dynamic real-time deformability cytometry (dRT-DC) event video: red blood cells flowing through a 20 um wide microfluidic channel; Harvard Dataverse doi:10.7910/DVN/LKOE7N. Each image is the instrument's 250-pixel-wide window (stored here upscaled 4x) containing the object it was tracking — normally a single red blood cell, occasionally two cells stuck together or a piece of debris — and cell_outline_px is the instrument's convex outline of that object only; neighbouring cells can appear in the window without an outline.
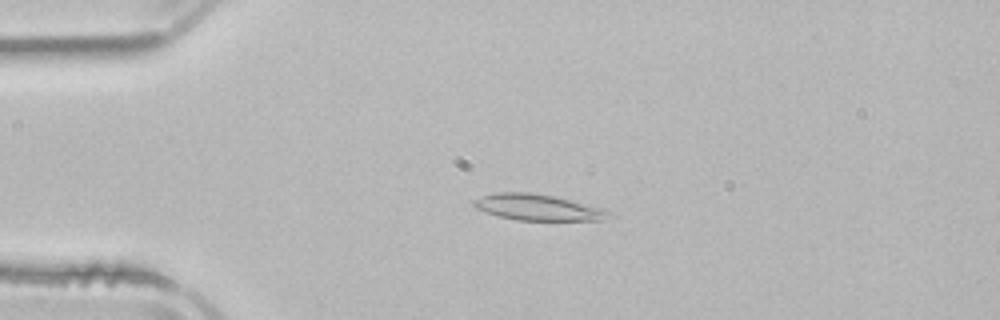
{"species": "common noctule bat (a hibernating species)", "species_latin": "Nyctalus noctula", "temperature_condition": "room temperature", "stored_images_in_passage": 4, "camera_frame_rate_fps": 3000, "um_per_image_px": 0.085, "animal": {"sex": "male", "body_mass_g": 21.5, "forearm_length_mm": 52.0}, "frame": {"image": 1, "passage_image": 3, "time_ms": 2.667, "image_size_px": [1000, 320], "cell_outline_px": [[612, 212], [600, 220], [516, 220], [500, 216], [476, 208], [472, 204], [472, 200], [496, 192], [532, 192], [552, 196], [568, 200]], "centroid_in_image_um": [45.61, 17.62], "position_along_channel_um": 39.4, "area_um2": 19.83}}
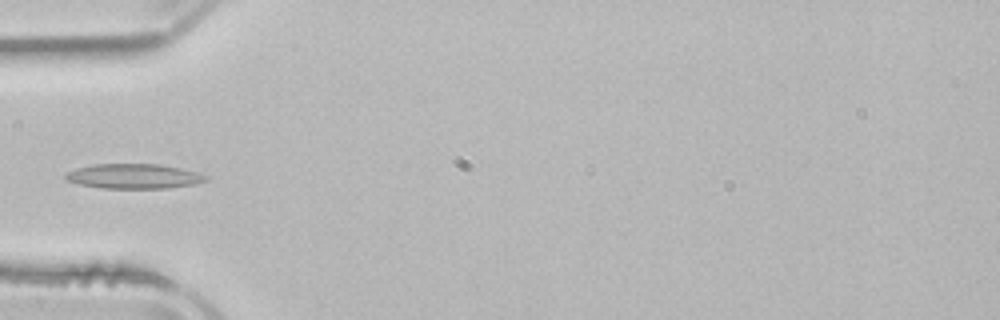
{"frame": {"image": 2, "passage_image": 4, "time_ms": 4.333, "image_size_px": [1000, 320], "cell_outline_px": [[208, 180], [192, 184], [168, 188], [100, 188], [76, 184], [68, 180], [64, 176], [68, 172], [76, 168], [96, 164], [160, 164], [180, 168], [196, 172], [208, 176]], "centroid_in_image_um": [11.36, 14.98], "position_along_channel_um": 73.6, "area_um2": 20.17}}